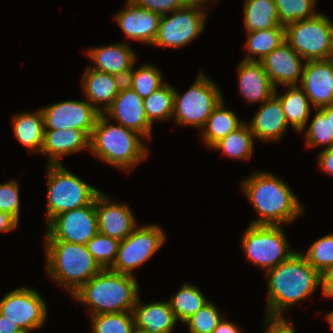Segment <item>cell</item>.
Segmentation results:
<instances>
[{
	"instance_id": "obj_1",
	"label": "cell",
	"mask_w": 333,
	"mask_h": 333,
	"mask_svg": "<svg viewBox=\"0 0 333 333\" xmlns=\"http://www.w3.org/2000/svg\"><path fill=\"white\" fill-rule=\"evenodd\" d=\"M266 274L269 276L266 315L282 316L285 308L309 298L322 286V275L300 251L266 271Z\"/></svg>"
},
{
	"instance_id": "obj_2",
	"label": "cell",
	"mask_w": 333,
	"mask_h": 333,
	"mask_svg": "<svg viewBox=\"0 0 333 333\" xmlns=\"http://www.w3.org/2000/svg\"><path fill=\"white\" fill-rule=\"evenodd\" d=\"M241 182V190L261 216L250 224L283 226L304 214L301 202L282 178L264 171L254 172Z\"/></svg>"
},
{
	"instance_id": "obj_3",
	"label": "cell",
	"mask_w": 333,
	"mask_h": 333,
	"mask_svg": "<svg viewBox=\"0 0 333 333\" xmlns=\"http://www.w3.org/2000/svg\"><path fill=\"white\" fill-rule=\"evenodd\" d=\"M138 287L135 276L102 269L72 297L88 305L91 316L132 312L139 298Z\"/></svg>"
},
{
	"instance_id": "obj_4",
	"label": "cell",
	"mask_w": 333,
	"mask_h": 333,
	"mask_svg": "<svg viewBox=\"0 0 333 333\" xmlns=\"http://www.w3.org/2000/svg\"><path fill=\"white\" fill-rule=\"evenodd\" d=\"M102 113L90 137V152L115 168L131 170L147 158L148 148L137 132L120 124L113 125ZM141 138V139H140Z\"/></svg>"
},
{
	"instance_id": "obj_5",
	"label": "cell",
	"mask_w": 333,
	"mask_h": 333,
	"mask_svg": "<svg viewBox=\"0 0 333 333\" xmlns=\"http://www.w3.org/2000/svg\"><path fill=\"white\" fill-rule=\"evenodd\" d=\"M47 275L74 295L102 268L84 244L45 241Z\"/></svg>"
},
{
	"instance_id": "obj_6",
	"label": "cell",
	"mask_w": 333,
	"mask_h": 333,
	"mask_svg": "<svg viewBox=\"0 0 333 333\" xmlns=\"http://www.w3.org/2000/svg\"><path fill=\"white\" fill-rule=\"evenodd\" d=\"M46 225L58 214L90 205L100 192L61 164L47 166Z\"/></svg>"
},
{
	"instance_id": "obj_7",
	"label": "cell",
	"mask_w": 333,
	"mask_h": 333,
	"mask_svg": "<svg viewBox=\"0 0 333 333\" xmlns=\"http://www.w3.org/2000/svg\"><path fill=\"white\" fill-rule=\"evenodd\" d=\"M282 225L250 224L242 236L241 247L246 259L268 271L287 260L293 253Z\"/></svg>"
},
{
	"instance_id": "obj_8",
	"label": "cell",
	"mask_w": 333,
	"mask_h": 333,
	"mask_svg": "<svg viewBox=\"0 0 333 333\" xmlns=\"http://www.w3.org/2000/svg\"><path fill=\"white\" fill-rule=\"evenodd\" d=\"M222 99L218 86L200 70L198 78L184 94L175 89L172 118L177 125L201 129Z\"/></svg>"
},
{
	"instance_id": "obj_9",
	"label": "cell",
	"mask_w": 333,
	"mask_h": 333,
	"mask_svg": "<svg viewBox=\"0 0 333 333\" xmlns=\"http://www.w3.org/2000/svg\"><path fill=\"white\" fill-rule=\"evenodd\" d=\"M333 22L322 13L285 27V39L305 60L330 59Z\"/></svg>"
},
{
	"instance_id": "obj_10",
	"label": "cell",
	"mask_w": 333,
	"mask_h": 333,
	"mask_svg": "<svg viewBox=\"0 0 333 333\" xmlns=\"http://www.w3.org/2000/svg\"><path fill=\"white\" fill-rule=\"evenodd\" d=\"M158 225L136 226L132 233L119 242L115 262L110 270L133 275V269L144 264L166 240Z\"/></svg>"
},
{
	"instance_id": "obj_11",
	"label": "cell",
	"mask_w": 333,
	"mask_h": 333,
	"mask_svg": "<svg viewBox=\"0 0 333 333\" xmlns=\"http://www.w3.org/2000/svg\"><path fill=\"white\" fill-rule=\"evenodd\" d=\"M170 14L160 17L153 45L180 48L194 40L204 29L207 16L205 9L183 6Z\"/></svg>"
},
{
	"instance_id": "obj_12",
	"label": "cell",
	"mask_w": 333,
	"mask_h": 333,
	"mask_svg": "<svg viewBox=\"0 0 333 333\" xmlns=\"http://www.w3.org/2000/svg\"><path fill=\"white\" fill-rule=\"evenodd\" d=\"M47 226L45 241L86 245L99 232L95 200L90 205L58 214Z\"/></svg>"
},
{
	"instance_id": "obj_13",
	"label": "cell",
	"mask_w": 333,
	"mask_h": 333,
	"mask_svg": "<svg viewBox=\"0 0 333 333\" xmlns=\"http://www.w3.org/2000/svg\"><path fill=\"white\" fill-rule=\"evenodd\" d=\"M47 304L34 289L24 286L6 293L0 300V313L21 330L41 328L47 318Z\"/></svg>"
},
{
	"instance_id": "obj_14",
	"label": "cell",
	"mask_w": 333,
	"mask_h": 333,
	"mask_svg": "<svg viewBox=\"0 0 333 333\" xmlns=\"http://www.w3.org/2000/svg\"><path fill=\"white\" fill-rule=\"evenodd\" d=\"M44 130H83L89 137L101 114L87 100H66L41 108Z\"/></svg>"
},
{
	"instance_id": "obj_15",
	"label": "cell",
	"mask_w": 333,
	"mask_h": 333,
	"mask_svg": "<svg viewBox=\"0 0 333 333\" xmlns=\"http://www.w3.org/2000/svg\"><path fill=\"white\" fill-rule=\"evenodd\" d=\"M108 119L140 134L144 139H151L152 124L149 122L143 98L124 83L112 104L102 113Z\"/></svg>"
},
{
	"instance_id": "obj_16",
	"label": "cell",
	"mask_w": 333,
	"mask_h": 333,
	"mask_svg": "<svg viewBox=\"0 0 333 333\" xmlns=\"http://www.w3.org/2000/svg\"><path fill=\"white\" fill-rule=\"evenodd\" d=\"M260 62L275 88L279 84L284 87L300 85L306 61L286 40Z\"/></svg>"
},
{
	"instance_id": "obj_17",
	"label": "cell",
	"mask_w": 333,
	"mask_h": 333,
	"mask_svg": "<svg viewBox=\"0 0 333 333\" xmlns=\"http://www.w3.org/2000/svg\"><path fill=\"white\" fill-rule=\"evenodd\" d=\"M299 87L307 95L312 108L333 104V60L306 61Z\"/></svg>"
},
{
	"instance_id": "obj_18",
	"label": "cell",
	"mask_w": 333,
	"mask_h": 333,
	"mask_svg": "<svg viewBox=\"0 0 333 333\" xmlns=\"http://www.w3.org/2000/svg\"><path fill=\"white\" fill-rule=\"evenodd\" d=\"M95 210L99 232L119 241L128 237L137 226L135 216L128 205L112 203L101 191L95 198Z\"/></svg>"
},
{
	"instance_id": "obj_19",
	"label": "cell",
	"mask_w": 333,
	"mask_h": 333,
	"mask_svg": "<svg viewBox=\"0 0 333 333\" xmlns=\"http://www.w3.org/2000/svg\"><path fill=\"white\" fill-rule=\"evenodd\" d=\"M160 17L159 14L137 7L127 0L124 9L118 12L114 19L129 39L153 45Z\"/></svg>"
},
{
	"instance_id": "obj_20",
	"label": "cell",
	"mask_w": 333,
	"mask_h": 333,
	"mask_svg": "<svg viewBox=\"0 0 333 333\" xmlns=\"http://www.w3.org/2000/svg\"><path fill=\"white\" fill-rule=\"evenodd\" d=\"M96 71L113 74L126 80L135 66L137 55L127 43H115L88 49L86 52Z\"/></svg>"
},
{
	"instance_id": "obj_21",
	"label": "cell",
	"mask_w": 333,
	"mask_h": 333,
	"mask_svg": "<svg viewBox=\"0 0 333 333\" xmlns=\"http://www.w3.org/2000/svg\"><path fill=\"white\" fill-rule=\"evenodd\" d=\"M85 71L81 82L84 97L98 112L103 113L112 104L125 80L113 74L96 71L90 66ZM102 104L105 106L102 107Z\"/></svg>"
},
{
	"instance_id": "obj_22",
	"label": "cell",
	"mask_w": 333,
	"mask_h": 333,
	"mask_svg": "<svg viewBox=\"0 0 333 333\" xmlns=\"http://www.w3.org/2000/svg\"><path fill=\"white\" fill-rule=\"evenodd\" d=\"M248 126L256 140L272 142L282 138L288 129V123L275 94L260 105Z\"/></svg>"
},
{
	"instance_id": "obj_23",
	"label": "cell",
	"mask_w": 333,
	"mask_h": 333,
	"mask_svg": "<svg viewBox=\"0 0 333 333\" xmlns=\"http://www.w3.org/2000/svg\"><path fill=\"white\" fill-rule=\"evenodd\" d=\"M239 93L248 103L260 105L275 94V87L260 61L243 60L237 67Z\"/></svg>"
},
{
	"instance_id": "obj_24",
	"label": "cell",
	"mask_w": 333,
	"mask_h": 333,
	"mask_svg": "<svg viewBox=\"0 0 333 333\" xmlns=\"http://www.w3.org/2000/svg\"><path fill=\"white\" fill-rule=\"evenodd\" d=\"M90 151V137L79 129L44 130L41 154L48 156V164H61V157L80 152Z\"/></svg>"
},
{
	"instance_id": "obj_25",
	"label": "cell",
	"mask_w": 333,
	"mask_h": 333,
	"mask_svg": "<svg viewBox=\"0 0 333 333\" xmlns=\"http://www.w3.org/2000/svg\"><path fill=\"white\" fill-rule=\"evenodd\" d=\"M140 300L139 297L132 310L135 327L146 330L148 333H172L178 320L169 302L144 304Z\"/></svg>"
},
{
	"instance_id": "obj_26",
	"label": "cell",
	"mask_w": 333,
	"mask_h": 333,
	"mask_svg": "<svg viewBox=\"0 0 333 333\" xmlns=\"http://www.w3.org/2000/svg\"><path fill=\"white\" fill-rule=\"evenodd\" d=\"M224 104L222 99L201 128V139L209 148L245 123L243 120H238L234 111L227 109Z\"/></svg>"
},
{
	"instance_id": "obj_27",
	"label": "cell",
	"mask_w": 333,
	"mask_h": 333,
	"mask_svg": "<svg viewBox=\"0 0 333 333\" xmlns=\"http://www.w3.org/2000/svg\"><path fill=\"white\" fill-rule=\"evenodd\" d=\"M13 134L28 149L41 152L44 140V121L41 109L36 113L23 112L13 115Z\"/></svg>"
},
{
	"instance_id": "obj_28",
	"label": "cell",
	"mask_w": 333,
	"mask_h": 333,
	"mask_svg": "<svg viewBox=\"0 0 333 333\" xmlns=\"http://www.w3.org/2000/svg\"><path fill=\"white\" fill-rule=\"evenodd\" d=\"M287 88L288 91L282 95H278V89H275V95L279 98L288 125L300 133L307 127L312 105L299 86H287Z\"/></svg>"
},
{
	"instance_id": "obj_29",
	"label": "cell",
	"mask_w": 333,
	"mask_h": 333,
	"mask_svg": "<svg viewBox=\"0 0 333 333\" xmlns=\"http://www.w3.org/2000/svg\"><path fill=\"white\" fill-rule=\"evenodd\" d=\"M243 12L246 33L282 26L274 0H245Z\"/></svg>"
},
{
	"instance_id": "obj_30",
	"label": "cell",
	"mask_w": 333,
	"mask_h": 333,
	"mask_svg": "<svg viewBox=\"0 0 333 333\" xmlns=\"http://www.w3.org/2000/svg\"><path fill=\"white\" fill-rule=\"evenodd\" d=\"M285 40L284 26L247 32V41L244 47L248 53L243 60L261 61Z\"/></svg>"
},
{
	"instance_id": "obj_31",
	"label": "cell",
	"mask_w": 333,
	"mask_h": 333,
	"mask_svg": "<svg viewBox=\"0 0 333 333\" xmlns=\"http://www.w3.org/2000/svg\"><path fill=\"white\" fill-rule=\"evenodd\" d=\"M245 122L237 130L218 141L212 149L221 150L224 155L237 160H248L254 151V134Z\"/></svg>"
},
{
	"instance_id": "obj_32",
	"label": "cell",
	"mask_w": 333,
	"mask_h": 333,
	"mask_svg": "<svg viewBox=\"0 0 333 333\" xmlns=\"http://www.w3.org/2000/svg\"><path fill=\"white\" fill-rule=\"evenodd\" d=\"M209 300L204 297L198 286L184 283L180 290L168 300L176 319L182 323L188 320Z\"/></svg>"
},
{
	"instance_id": "obj_33",
	"label": "cell",
	"mask_w": 333,
	"mask_h": 333,
	"mask_svg": "<svg viewBox=\"0 0 333 333\" xmlns=\"http://www.w3.org/2000/svg\"><path fill=\"white\" fill-rule=\"evenodd\" d=\"M175 88L167 82L143 99L145 113L149 122L169 120L173 117Z\"/></svg>"
},
{
	"instance_id": "obj_34",
	"label": "cell",
	"mask_w": 333,
	"mask_h": 333,
	"mask_svg": "<svg viewBox=\"0 0 333 333\" xmlns=\"http://www.w3.org/2000/svg\"><path fill=\"white\" fill-rule=\"evenodd\" d=\"M162 77L157 67L144 64L139 69L132 68L125 83L144 99L166 83Z\"/></svg>"
},
{
	"instance_id": "obj_35",
	"label": "cell",
	"mask_w": 333,
	"mask_h": 333,
	"mask_svg": "<svg viewBox=\"0 0 333 333\" xmlns=\"http://www.w3.org/2000/svg\"><path fill=\"white\" fill-rule=\"evenodd\" d=\"M277 8L279 24L286 27L288 24L313 18L316 0H274Z\"/></svg>"
},
{
	"instance_id": "obj_36",
	"label": "cell",
	"mask_w": 333,
	"mask_h": 333,
	"mask_svg": "<svg viewBox=\"0 0 333 333\" xmlns=\"http://www.w3.org/2000/svg\"><path fill=\"white\" fill-rule=\"evenodd\" d=\"M92 333H132V312L98 314L91 316Z\"/></svg>"
},
{
	"instance_id": "obj_37",
	"label": "cell",
	"mask_w": 333,
	"mask_h": 333,
	"mask_svg": "<svg viewBox=\"0 0 333 333\" xmlns=\"http://www.w3.org/2000/svg\"><path fill=\"white\" fill-rule=\"evenodd\" d=\"M315 110V115L309 127L305 129V142L310 148L324 145L326 149L331 148L333 147V129L330 119H327L326 114L321 109Z\"/></svg>"
},
{
	"instance_id": "obj_38",
	"label": "cell",
	"mask_w": 333,
	"mask_h": 333,
	"mask_svg": "<svg viewBox=\"0 0 333 333\" xmlns=\"http://www.w3.org/2000/svg\"><path fill=\"white\" fill-rule=\"evenodd\" d=\"M119 242L98 232L86 246L102 269H110L116 260Z\"/></svg>"
},
{
	"instance_id": "obj_39",
	"label": "cell",
	"mask_w": 333,
	"mask_h": 333,
	"mask_svg": "<svg viewBox=\"0 0 333 333\" xmlns=\"http://www.w3.org/2000/svg\"><path fill=\"white\" fill-rule=\"evenodd\" d=\"M307 262L323 275L333 266V234L319 238L308 248L307 253L302 252Z\"/></svg>"
},
{
	"instance_id": "obj_40",
	"label": "cell",
	"mask_w": 333,
	"mask_h": 333,
	"mask_svg": "<svg viewBox=\"0 0 333 333\" xmlns=\"http://www.w3.org/2000/svg\"><path fill=\"white\" fill-rule=\"evenodd\" d=\"M224 318L217 306L208 301L201 309L184 322L190 333H213Z\"/></svg>"
},
{
	"instance_id": "obj_41",
	"label": "cell",
	"mask_w": 333,
	"mask_h": 333,
	"mask_svg": "<svg viewBox=\"0 0 333 333\" xmlns=\"http://www.w3.org/2000/svg\"><path fill=\"white\" fill-rule=\"evenodd\" d=\"M0 210L9 213L19 222L20 199L16 181L0 183Z\"/></svg>"
},
{
	"instance_id": "obj_42",
	"label": "cell",
	"mask_w": 333,
	"mask_h": 333,
	"mask_svg": "<svg viewBox=\"0 0 333 333\" xmlns=\"http://www.w3.org/2000/svg\"><path fill=\"white\" fill-rule=\"evenodd\" d=\"M135 6L148 9L160 16L172 13L184 6L182 0H130Z\"/></svg>"
},
{
	"instance_id": "obj_43",
	"label": "cell",
	"mask_w": 333,
	"mask_h": 333,
	"mask_svg": "<svg viewBox=\"0 0 333 333\" xmlns=\"http://www.w3.org/2000/svg\"><path fill=\"white\" fill-rule=\"evenodd\" d=\"M269 323V324H268ZM268 324V325H267ZM264 325H267L264 333H296L293 322H288L285 317L266 315Z\"/></svg>"
},
{
	"instance_id": "obj_44",
	"label": "cell",
	"mask_w": 333,
	"mask_h": 333,
	"mask_svg": "<svg viewBox=\"0 0 333 333\" xmlns=\"http://www.w3.org/2000/svg\"><path fill=\"white\" fill-rule=\"evenodd\" d=\"M317 157L319 168L333 176V147L323 149Z\"/></svg>"
},
{
	"instance_id": "obj_45",
	"label": "cell",
	"mask_w": 333,
	"mask_h": 333,
	"mask_svg": "<svg viewBox=\"0 0 333 333\" xmlns=\"http://www.w3.org/2000/svg\"><path fill=\"white\" fill-rule=\"evenodd\" d=\"M322 294L323 297H333V266H331L323 275H322Z\"/></svg>"
},
{
	"instance_id": "obj_46",
	"label": "cell",
	"mask_w": 333,
	"mask_h": 333,
	"mask_svg": "<svg viewBox=\"0 0 333 333\" xmlns=\"http://www.w3.org/2000/svg\"><path fill=\"white\" fill-rule=\"evenodd\" d=\"M18 226V221L9 213L0 210V232L14 231Z\"/></svg>"
},
{
	"instance_id": "obj_47",
	"label": "cell",
	"mask_w": 333,
	"mask_h": 333,
	"mask_svg": "<svg viewBox=\"0 0 333 333\" xmlns=\"http://www.w3.org/2000/svg\"><path fill=\"white\" fill-rule=\"evenodd\" d=\"M226 316L217 324L213 333H242L243 331L232 322L226 320Z\"/></svg>"
},
{
	"instance_id": "obj_48",
	"label": "cell",
	"mask_w": 333,
	"mask_h": 333,
	"mask_svg": "<svg viewBox=\"0 0 333 333\" xmlns=\"http://www.w3.org/2000/svg\"><path fill=\"white\" fill-rule=\"evenodd\" d=\"M21 329L17 323H13L0 313V333H18Z\"/></svg>"
},
{
	"instance_id": "obj_49",
	"label": "cell",
	"mask_w": 333,
	"mask_h": 333,
	"mask_svg": "<svg viewBox=\"0 0 333 333\" xmlns=\"http://www.w3.org/2000/svg\"><path fill=\"white\" fill-rule=\"evenodd\" d=\"M208 1H216V0H182L184 6H194L204 9L203 5Z\"/></svg>"
},
{
	"instance_id": "obj_50",
	"label": "cell",
	"mask_w": 333,
	"mask_h": 333,
	"mask_svg": "<svg viewBox=\"0 0 333 333\" xmlns=\"http://www.w3.org/2000/svg\"><path fill=\"white\" fill-rule=\"evenodd\" d=\"M327 116V119H330V124L333 129V104L320 108Z\"/></svg>"
},
{
	"instance_id": "obj_51",
	"label": "cell",
	"mask_w": 333,
	"mask_h": 333,
	"mask_svg": "<svg viewBox=\"0 0 333 333\" xmlns=\"http://www.w3.org/2000/svg\"><path fill=\"white\" fill-rule=\"evenodd\" d=\"M325 318L327 319L328 324L330 325V329L333 331V311L327 313Z\"/></svg>"
},
{
	"instance_id": "obj_52",
	"label": "cell",
	"mask_w": 333,
	"mask_h": 333,
	"mask_svg": "<svg viewBox=\"0 0 333 333\" xmlns=\"http://www.w3.org/2000/svg\"><path fill=\"white\" fill-rule=\"evenodd\" d=\"M132 333H148L146 330L134 327Z\"/></svg>"
},
{
	"instance_id": "obj_53",
	"label": "cell",
	"mask_w": 333,
	"mask_h": 333,
	"mask_svg": "<svg viewBox=\"0 0 333 333\" xmlns=\"http://www.w3.org/2000/svg\"><path fill=\"white\" fill-rule=\"evenodd\" d=\"M330 59L333 60V36H332V45H331Z\"/></svg>"
},
{
	"instance_id": "obj_54",
	"label": "cell",
	"mask_w": 333,
	"mask_h": 333,
	"mask_svg": "<svg viewBox=\"0 0 333 333\" xmlns=\"http://www.w3.org/2000/svg\"><path fill=\"white\" fill-rule=\"evenodd\" d=\"M18 333H31V331H30V330H21V331L18 332Z\"/></svg>"
}]
</instances>
